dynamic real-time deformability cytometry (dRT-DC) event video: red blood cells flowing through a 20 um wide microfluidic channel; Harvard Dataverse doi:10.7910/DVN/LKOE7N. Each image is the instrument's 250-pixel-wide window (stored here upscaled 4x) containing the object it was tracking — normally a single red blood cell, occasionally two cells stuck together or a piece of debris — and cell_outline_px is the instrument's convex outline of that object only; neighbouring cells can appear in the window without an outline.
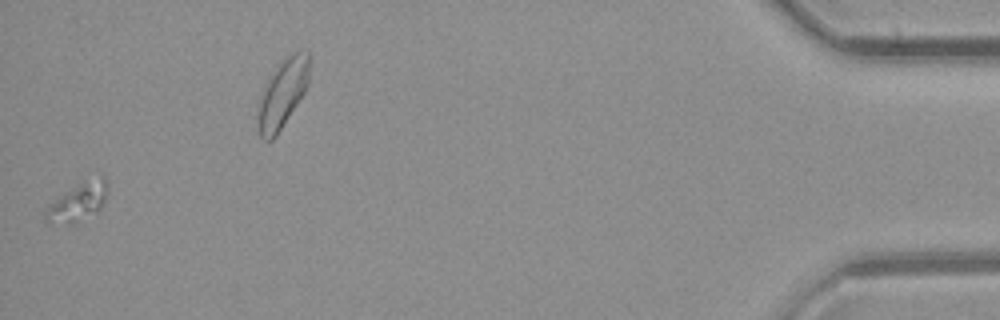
{"species": "common noctule bat (a hibernating species)", "species_latin": "Nyctalus noctula", "temperature_condition": "room temperature", "stored_images_in_passage": 47, "segment_of_instrument_passage": [1, 2], "camera_frame_rate_fps": 3000, "um_per_image_px": 0.085, "animal": {"sex": "female", "body_mass_g": 21.9}, "frame": {"image": 1, "passage_image": 46, "time_ms": 15.0, "image_size_px": [1000, 320], "cell_outline_px": [[108, 192], [100, 208], [96, 212], [72, 224], [48, 224], [44, 216], [44, 212], [64, 192], [80, 184], [104, 176]], "centroid_in_image_um": [6.6, 17.24], "position_along_channel_um": 428.6, "area_um2": 13.18}}